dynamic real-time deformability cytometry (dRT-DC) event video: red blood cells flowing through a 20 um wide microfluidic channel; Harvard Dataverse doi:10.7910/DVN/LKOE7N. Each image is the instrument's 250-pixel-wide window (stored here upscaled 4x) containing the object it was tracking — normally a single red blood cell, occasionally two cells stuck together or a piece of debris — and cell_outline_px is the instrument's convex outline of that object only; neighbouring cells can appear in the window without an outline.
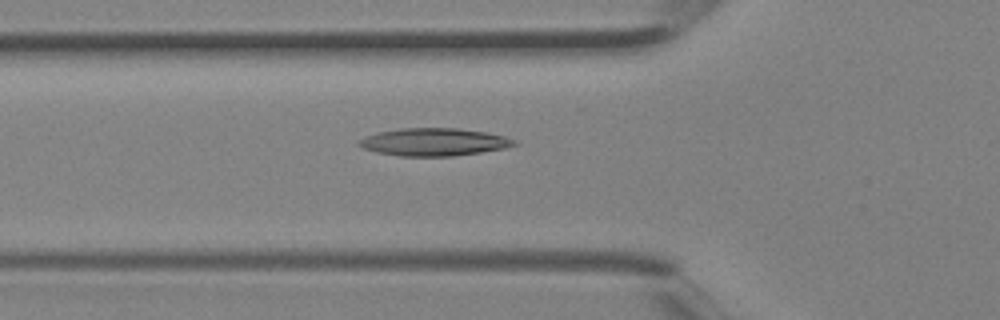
{"species": "Egyptian fruit bat (a non-hibernating species)", "species_latin": "Rousettus aegyptiacus", "temperature_condition": "room temperature", "stored_images_in_passage": 5, "camera_frame_rate_fps": 3000, "um_per_image_px": 0.085, "animal": {"sex": "female"}, "frame": {"image": 1, "passage_image": 5, "time_ms": 1.333, "image_size_px": [1000, 320], "cell_outline_px": [[516, 144], [504, 148], [480, 152], [452, 156], [400, 156], [376, 152], [364, 148], [356, 144], [356, 140], [376, 132], [400, 128], [456, 128], [484, 132], [504, 136], [516, 140]], "centroid_in_image_um": [36.82, 12.06], "position_along_channel_um": 89.0, "area_um2": 24.97}}